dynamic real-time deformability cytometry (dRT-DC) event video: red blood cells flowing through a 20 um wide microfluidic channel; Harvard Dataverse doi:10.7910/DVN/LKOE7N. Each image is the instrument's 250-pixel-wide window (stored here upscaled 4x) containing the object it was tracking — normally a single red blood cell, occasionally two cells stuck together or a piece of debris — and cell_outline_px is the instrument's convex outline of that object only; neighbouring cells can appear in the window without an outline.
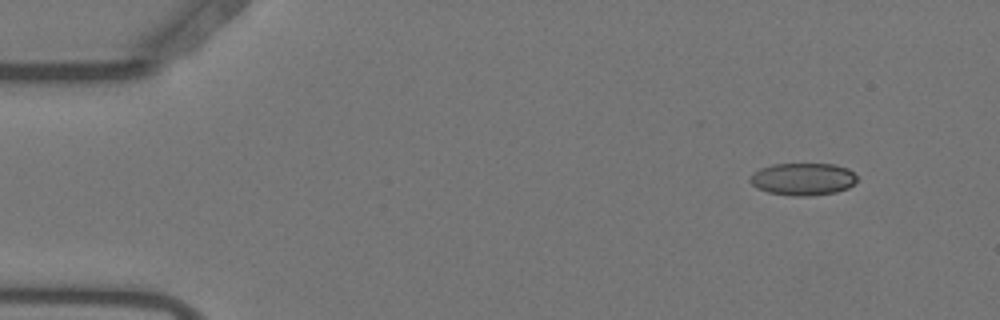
{"species": "Egyptian fruit bat (a non-hibernating species)", "species_latin": "Rousettus aegyptiacus", "temperature_condition": "warm", "stored_images_in_passage": 55, "camera_frame_rate_fps": 3000, "um_per_image_px": 0.085, "animal": {"sex": "female"}, "frame": {"image": 1, "passage_image": 6, "time_ms": 1.667, "image_size_px": [1000, 320], "cell_outline_px": [[856, 180], [848, 188], [836, 192], [808, 196], [792, 196], [768, 192], [756, 188], [748, 180], [752, 172], [760, 168], [772, 164], [832, 164], [848, 168], [856, 176]], "centroid_in_image_um": [68.2, 15.22], "position_along_channel_um": 16.8, "area_um2": 20.23}}
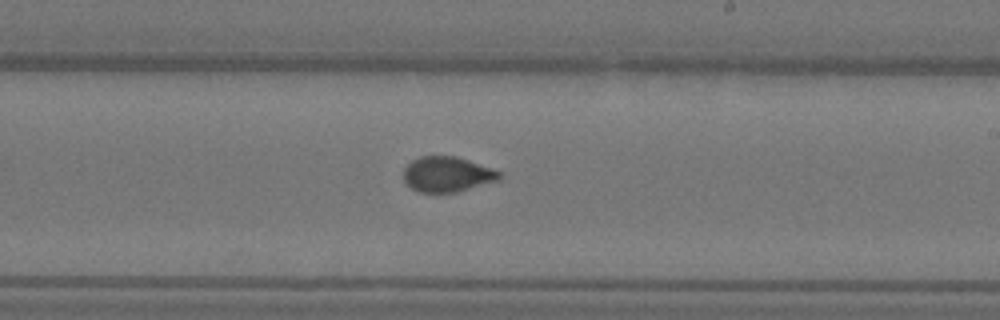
{"frame": {"image": 2, "passage_image": 33, "time_ms": 10.667, "image_size_px": [1000, 320], "cell_outline_px": [[500, 180], [456, 192], [420, 192], [404, 184], [404, 168], [412, 160], [420, 156], [456, 156], [492, 168], [500, 172]], "centroid_in_image_um": [37.99, 14.81], "position_along_channel_um": 251.0, "area_um2": 19.65}}
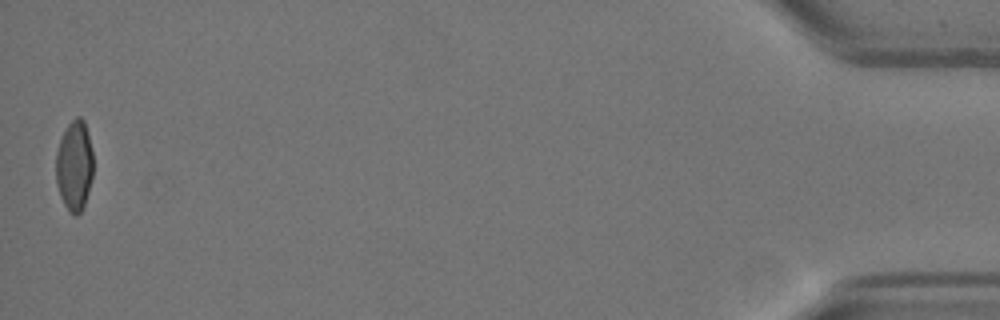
{"frame": {"image": 3, "passage_image": 55, "time_ms": 18.0, "image_size_px": [1000, 320], "cell_outline_px": [[92, 176], [88, 192], [84, 204], [80, 212], [76, 216], [68, 212], [60, 196], [56, 184], [56, 152], [60, 140], [68, 124], [76, 116], [80, 116], [84, 120], [92, 152]], "centroid_in_image_um": [6.3, 14.1], "position_along_channel_um": 428.9, "area_um2": 19.48}}